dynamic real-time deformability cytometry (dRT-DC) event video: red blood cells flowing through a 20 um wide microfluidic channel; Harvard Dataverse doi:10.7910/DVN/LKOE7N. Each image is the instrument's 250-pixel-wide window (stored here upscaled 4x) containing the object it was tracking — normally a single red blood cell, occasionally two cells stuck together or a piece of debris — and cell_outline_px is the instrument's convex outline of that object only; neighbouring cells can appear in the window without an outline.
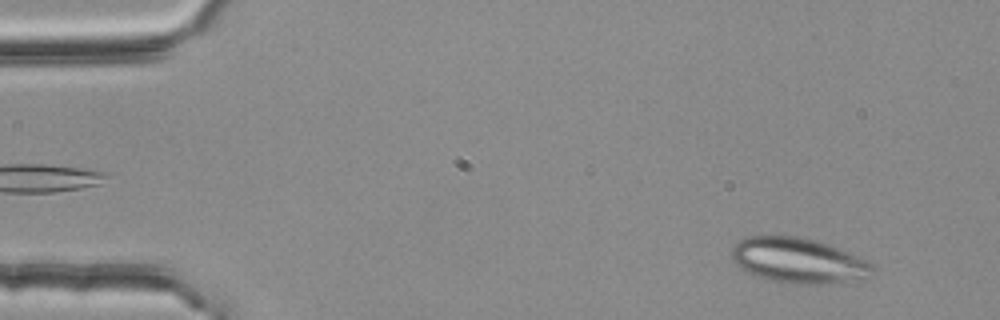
{"species": "common noctule bat (a hibernating species)", "species_latin": "Nyctalus noctula", "temperature_condition": "room temperature", "stored_images_in_passage": 54, "segment_of_instrument_passage": [1, 2], "camera_frame_rate_fps": 3000, "um_per_image_px": 0.085, "animal": {"sex": "female", "body_mass_g": 25.1}, "frame": {"image": 1, "passage_image": 4, "time_ms": 1.0, "image_size_px": [1000, 320], "cell_outline_px": [[876, 268], [868, 276], [820, 284], [800, 284], [772, 280], [756, 276], [740, 268], [732, 260], [732, 248], [744, 236], [796, 236], [816, 240], [828, 244], [868, 260]], "centroid_in_image_um": [67.82, 22.12], "position_along_channel_um": 17.2, "area_um2": 36.65}}